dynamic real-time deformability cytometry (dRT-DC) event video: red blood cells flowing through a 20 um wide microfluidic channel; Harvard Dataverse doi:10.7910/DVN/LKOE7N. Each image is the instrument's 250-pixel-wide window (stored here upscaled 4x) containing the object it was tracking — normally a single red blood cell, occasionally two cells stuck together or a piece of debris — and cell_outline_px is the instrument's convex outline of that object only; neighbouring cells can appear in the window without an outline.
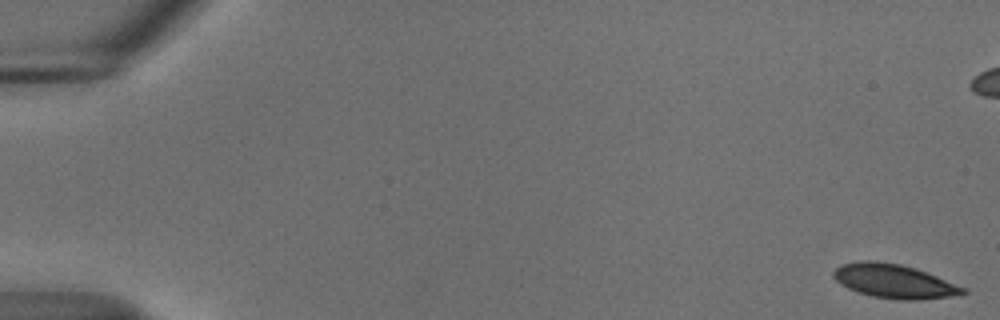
{"species": "common noctule bat (a hibernating species)", "species_latin": "Nyctalus noctula", "temperature_condition": "cold", "stored_images_in_passage": 56, "camera_frame_rate_fps": 3000, "um_per_image_px": 0.085, "animal": {"sex": "male", "body_mass_g": 18.8}, "frame": {"image": 1, "passage_image": 1, "time_ms": 0.0, "image_size_px": [1000, 320], "cell_outline_px": [[968, 292], [948, 296], [916, 300], [900, 300], [872, 296], [848, 288], [840, 284], [832, 276], [832, 272], [840, 264], [860, 260], [876, 260], [900, 264], [916, 268], [968, 288]], "centroid_in_image_um": [75.98, 23.88], "position_along_channel_um": 9.0, "area_um2": 25.66}}
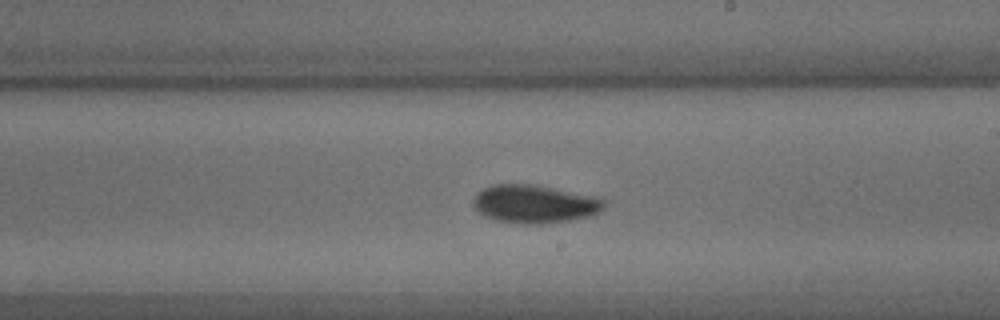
{"frame": {"image": 2, "passage_image": 33, "time_ms": 10.667, "image_size_px": [1000, 320], "cell_outline_px": [[604, 208], [600, 212], [592, 216], [568, 220], [540, 224], [520, 224], [496, 220], [484, 216], [472, 204], [472, 200], [476, 192], [492, 184], [532, 184], [596, 196], [604, 200]], "centroid_in_image_um": [45.42, 17.33], "position_along_channel_um": 243.6, "area_um2": 29.25}}
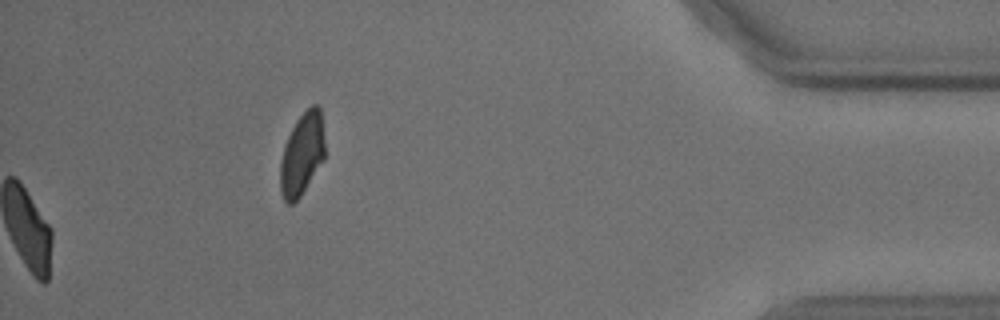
{"frame": {"image": 3, "passage_image": 56, "time_ms": 18.333, "image_size_px": [1000, 320], "cell_outline_px": [[324, 160], [300, 196], [292, 204], [288, 204], [284, 200], [280, 188], [280, 164], [284, 144], [296, 120], [312, 104], [316, 104], [320, 108], [324, 140]], "centroid_in_image_um": [25.66, 13.1], "position_along_channel_um": 409.5, "area_um2": 21.27}, "authors_computed_cell_mechanics": {"area_um2": 26.5013, "velocity_mm_per_s": 3.6743, "shape_relaxation_time_tau1_ms": 3.85, "shape_relaxation_time_tau2_ms": 7.0819, "deformation_change_tau1": 0.1204, "deformation_change_tau2": 0.0887}}